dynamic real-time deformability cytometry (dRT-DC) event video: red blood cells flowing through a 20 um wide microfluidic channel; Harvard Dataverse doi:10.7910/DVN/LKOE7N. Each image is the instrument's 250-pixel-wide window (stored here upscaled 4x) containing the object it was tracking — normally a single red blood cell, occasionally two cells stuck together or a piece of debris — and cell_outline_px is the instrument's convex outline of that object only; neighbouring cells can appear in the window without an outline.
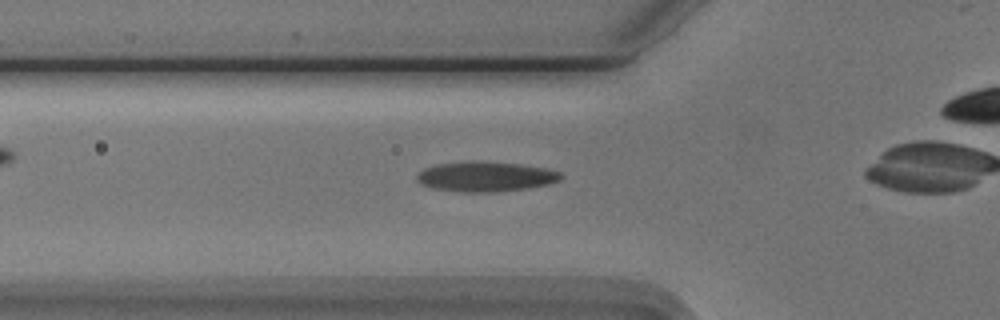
{"species": "Egyptian fruit bat (a non-hibernating species)", "species_latin": "Rousettus aegyptiacus", "temperature_condition": "cold", "stored_images_in_passage": 33, "camera_frame_rate_fps": 3000, "um_per_image_px": 0.085, "animal": {"sex": "male"}, "frame": {"image": 1, "passage_image": 8, "time_ms": 2.333, "image_size_px": [1000, 320], "cell_outline_px": [[564, 176], [560, 180], [548, 184], [528, 188], [496, 192], [460, 192], [432, 188], [420, 184], [416, 180], [416, 172], [424, 168], [436, 164], [472, 160], [520, 164], [544, 168], [560, 172]], "centroid_in_image_um": [41.22, 15.01], "position_along_channel_um": 84.6, "area_um2": 25.49}}
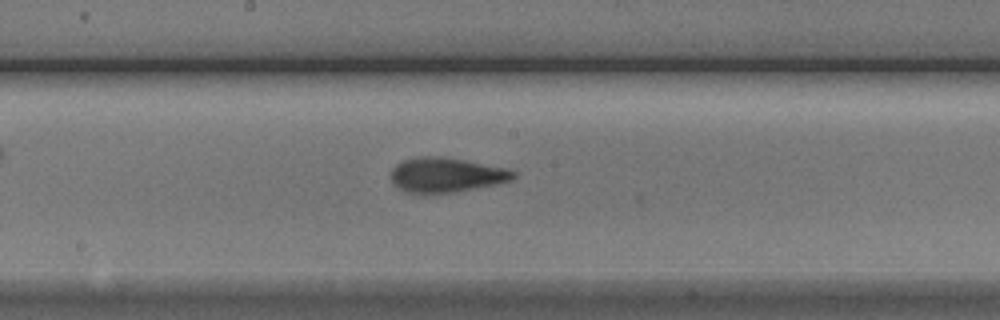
{"frame": {"image": 2, "passage_image": 18, "time_ms": 5.667, "image_size_px": [1000, 320], "cell_outline_px": [[516, 176], [512, 180], [496, 184], [452, 192], [408, 192], [396, 188], [392, 184], [392, 168], [396, 164], [404, 160], [424, 156], [436, 156], [464, 160], [504, 168], [516, 172]], "centroid_in_image_um": [37.91, 14.86], "position_along_channel_um": 210.3, "area_um2": 24.22}}
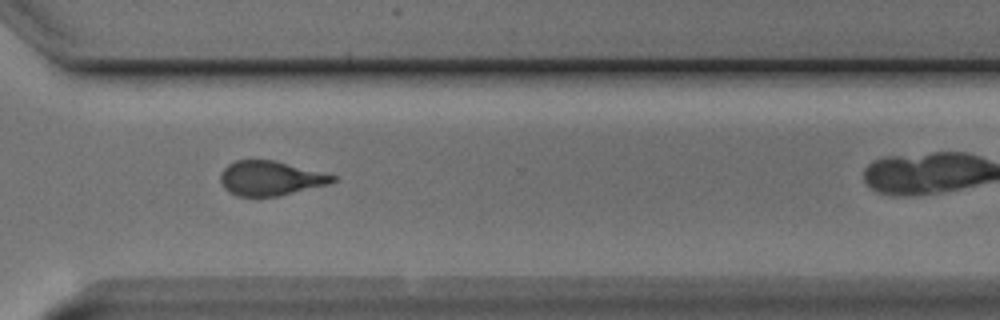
{"frame": {"image": 3, "passage_image": 29, "time_ms": 9.333, "image_size_px": [1000, 320], "cell_outline_px": [[336, 180], [328, 184], [276, 196], [236, 196], [228, 192], [224, 188], [220, 180], [220, 172], [228, 164], [236, 160], [272, 160], [336, 176]], "centroid_in_image_um": [22.91, 15.15], "position_along_channel_um": 347.7, "area_um2": 22.2}}